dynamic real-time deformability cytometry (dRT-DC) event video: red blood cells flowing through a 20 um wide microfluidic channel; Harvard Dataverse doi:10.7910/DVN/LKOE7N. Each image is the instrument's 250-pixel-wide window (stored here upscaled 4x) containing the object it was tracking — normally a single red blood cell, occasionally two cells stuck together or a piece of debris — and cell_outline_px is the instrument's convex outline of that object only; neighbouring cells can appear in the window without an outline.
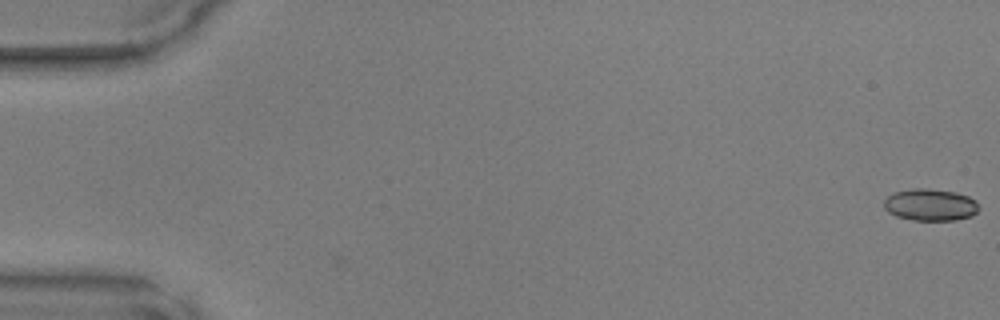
{"species": "common noctule bat (a hibernating species)", "species_latin": "Nyctalus noctula", "temperature_condition": "warm", "stored_images_in_passage": 49, "camera_frame_rate_fps": 3000, "um_per_image_px": 0.085, "animal": {"sex": "male", "body_mass_g": 17.9, "forearm_length_mm": 54.2}, "frame": {"image": 1, "passage_image": 1, "time_ms": 0.0, "image_size_px": [1000, 320], "cell_outline_px": [[980, 208], [972, 216], [956, 220], [912, 220], [896, 216], [888, 212], [884, 208], [884, 200], [892, 192], [912, 188], [928, 188], [956, 192], [968, 196], [976, 200]], "centroid_in_image_um": [79.08, 17.4], "position_along_channel_um": 5.9, "area_um2": 17.92}}
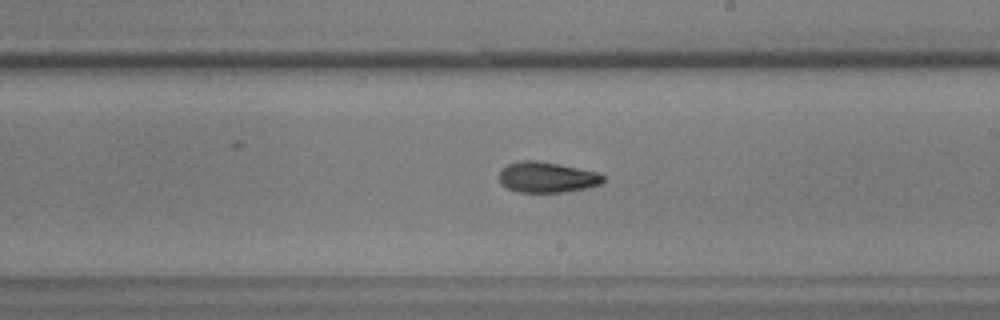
{"frame": {"image": 2, "passage_image": 29, "time_ms": 9.333, "image_size_px": [1000, 320], "cell_outline_px": [[604, 180], [600, 184], [588, 188], [564, 192], [516, 192], [508, 188], [500, 180], [500, 168], [508, 164], [520, 160], [536, 160], [560, 164], [600, 172], [604, 176]], "centroid_in_image_um": [46.52, 15.05], "position_along_channel_um": 242.5, "area_um2": 18.73}}
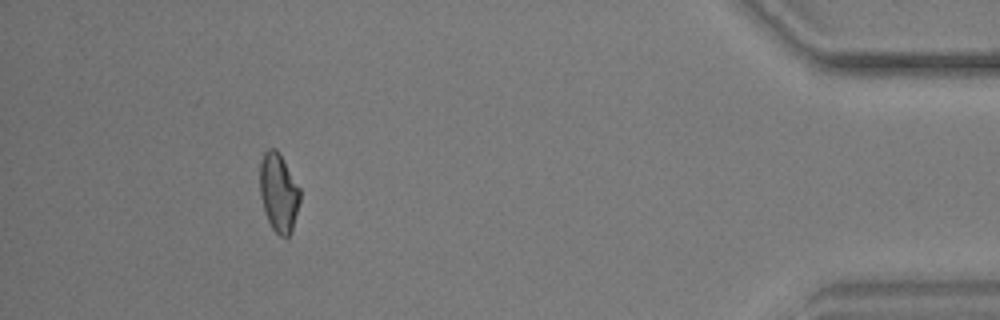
{"frame": {"image": 3, "passage_image": 45, "time_ms": 14.667, "image_size_px": [1000, 320], "cell_outline_px": [[300, 200], [292, 232], [288, 240], [280, 236], [272, 228], [268, 220], [260, 196], [260, 164], [264, 152], [268, 148], [276, 148], [280, 152], [300, 188]], "centroid_in_image_um": [23.7, 16.37], "position_along_channel_um": 411.5, "area_um2": 18.61}}